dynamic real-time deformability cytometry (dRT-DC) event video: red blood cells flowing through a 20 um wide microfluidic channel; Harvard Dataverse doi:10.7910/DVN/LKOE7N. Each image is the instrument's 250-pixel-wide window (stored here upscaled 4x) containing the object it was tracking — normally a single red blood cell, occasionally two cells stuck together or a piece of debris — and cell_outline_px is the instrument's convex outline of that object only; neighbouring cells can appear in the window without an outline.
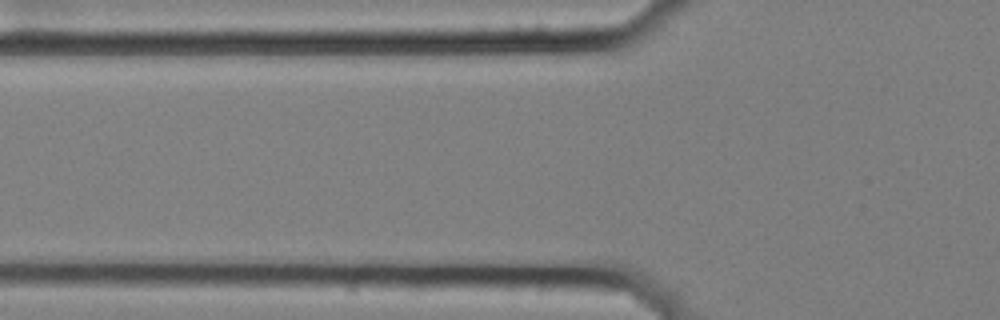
{"species": "common noctule bat (a hibernating species)", "species_latin": "Nyctalus noctula", "temperature_condition": "cold", "stored_images_in_passage": 5, "camera_frame_rate_fps": 3000, "um_per_image_px": 0.085, "animal": {"sex": "female", "body_mass_g": 25.1}, "frame": {"image": 1, "passage_image": 2, "time_ms": 0.333, "image_size_px": [1000, 320], "cell_outline_px": [[624, 288], [620, 292], [604, 292], [444, 288], [436, 280], [448, 276], [600, 280]], "centroid_in_image_um": [44.87, 24.16], "position_along_channel_um": 80.9, "area_um2": 15.14}}